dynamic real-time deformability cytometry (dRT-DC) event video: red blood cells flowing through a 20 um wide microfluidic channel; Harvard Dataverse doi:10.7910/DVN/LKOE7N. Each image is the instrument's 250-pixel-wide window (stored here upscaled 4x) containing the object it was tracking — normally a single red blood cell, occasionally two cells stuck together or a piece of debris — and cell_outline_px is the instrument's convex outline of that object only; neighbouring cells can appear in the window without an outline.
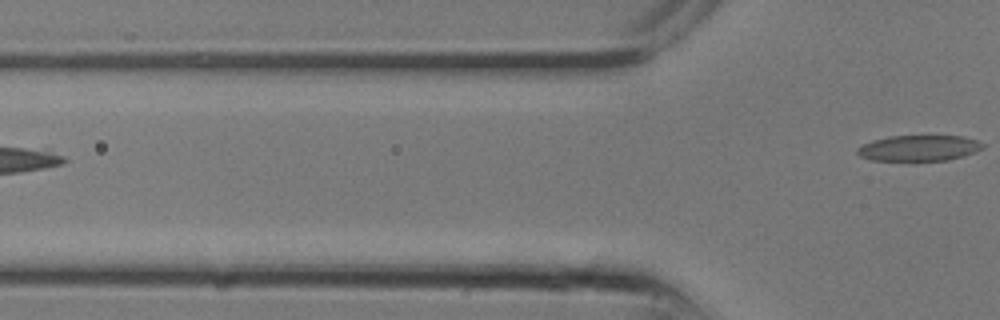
{"species": "common noctule bat (a hibernating species)", "species_latin": "Nyctalus noctula", "temperature_condition": "room temperature", "stored_images_in_passage": 5, "segment_of_instrument_passage": [2, 2], "camera_frame_rate_fps": 3000, "um_per_image_px": 0.085, "animal": {"sex": "male", "body_mass_g": 13.3}, "frame": {"image": 1, "passage_image": 5, "time_ms": 1.333, "image_size_px": [1000, 320], "cell_outline_px": [[984, 148], [976, 152], [964, 156], [948, 160], [872, 160], [860, 156], [856, 152], [856, 148], [872, 140], [888, 136], [964, 136], [976, 140], [984, 144]], "centroid_in_image_um": [78.12, 12.58], "position_along_channel_um": 47.7, "area_um2": 18.84}}